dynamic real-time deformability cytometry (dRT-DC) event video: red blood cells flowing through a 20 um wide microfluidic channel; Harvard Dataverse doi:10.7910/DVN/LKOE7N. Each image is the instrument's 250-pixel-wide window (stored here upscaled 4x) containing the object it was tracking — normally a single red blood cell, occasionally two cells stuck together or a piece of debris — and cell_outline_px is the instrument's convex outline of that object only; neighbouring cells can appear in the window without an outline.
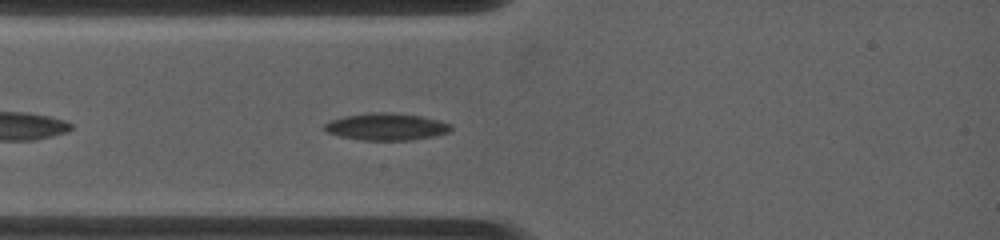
{"species": "common noctule bat (a hibernating species)", "species_latin": "Nyctalus noctula", "temperature_condition": "warm", "stored_images_in_passage": 10, "camera_frame_rate_fps": 4500, "um_per_image_px": 0.085, "animal": {"sex": "female", "body_mass_g": 19.0, "forearm_length_mm": 53.3}, "frame": {"image": 1, "passage_image": 5, "time_ms": 1.556, "image_size_px": [1000, 240], "cell_outline_px": [[452, 128], [448, 132], [436, 136], [412, 140], [364, 140], [340, 136], [328, 132], [320, 128], [324, 124], [332, 120], [344, 116], [368, 112], [392, 112], [420, 116], [440, 120], [452, 124]], "centroid_in_image_um": [32.85, 10.76], "position_along_channel_um": 52.2, "area_um2": 20.11}}